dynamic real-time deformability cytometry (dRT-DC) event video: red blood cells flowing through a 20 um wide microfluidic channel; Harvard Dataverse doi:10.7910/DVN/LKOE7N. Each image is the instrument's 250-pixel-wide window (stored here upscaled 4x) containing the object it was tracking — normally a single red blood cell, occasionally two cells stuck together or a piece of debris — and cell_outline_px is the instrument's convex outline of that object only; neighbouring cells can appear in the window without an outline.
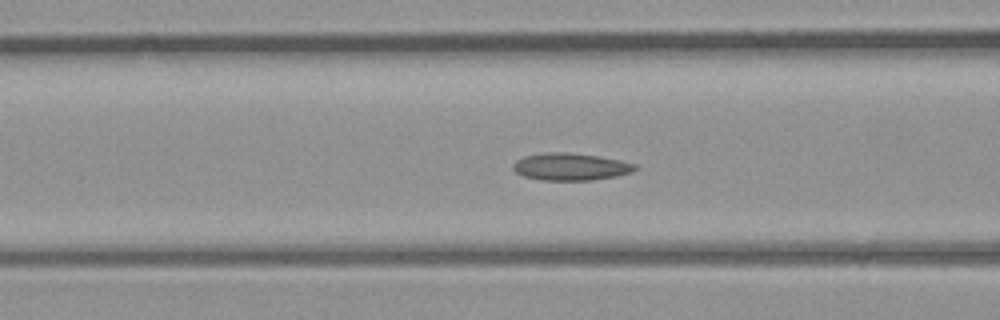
{"species": "common noctule bat (a hibernating species)", "species_latin": "Nyctalus noctula", "temperature_condition": "room temperature", "stored_images_in_passage": 5, "camera_frame_rate_fps": 3000, "um_per_image_px": 0.085, "animal": {"sex": "male", "body_mass_g": 23.1, "forearm_length_mm": 52.7}, "frame": {"image": 1, "passage_image": 5, "time_ms": 4.667, "image_size_px": [1000, 320], "cell_outline_px": [[636, 168], [632, 172], [616, 176], [592, 180], [540, 180], [524, 176], [516, 172], [512, 168], [512, 164], [516, 160], [524, 156], [548, 152], [564, 152], [600, 156], [620, 160], [636, 164]], "centroid_in_image_um": [48.48, 14.17], "position_along_channel_um": 118.1, "area_um2": 19.36}}